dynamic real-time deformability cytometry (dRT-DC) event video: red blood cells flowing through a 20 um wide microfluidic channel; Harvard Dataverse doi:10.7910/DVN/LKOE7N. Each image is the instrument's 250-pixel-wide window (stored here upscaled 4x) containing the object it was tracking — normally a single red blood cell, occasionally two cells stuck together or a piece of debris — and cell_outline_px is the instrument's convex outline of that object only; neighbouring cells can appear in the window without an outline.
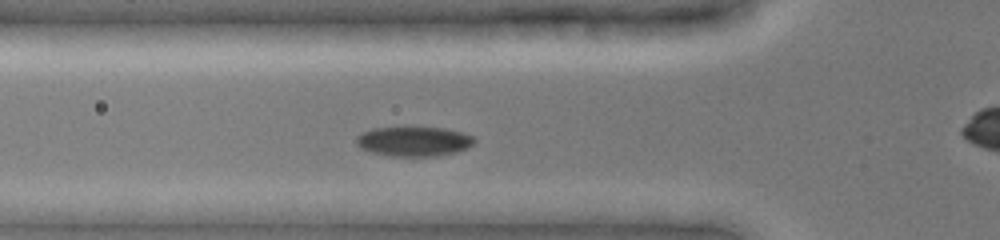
{"species": "common noctule bat (a hibernating species)", "species_latin": "Nyctalus noctula", "temperature_condition": "cold", "stored_images_in_passage": 40, "camera_frame_rate_fps": 3000, "um_per_image_px": 0.085, "animal": {"sex": "female", "body_mass_g": 19.0, "forearm_length_mm": 51.5}, "frame": {"image": 1, "passage_image": 12, "time_ms": 3.667, "image_size_px": [1000, 240], "cell_outline_px": [[476, 140], [468, 148], [456, 152], [436, 156], [392, 156], [372, 152], [360, 148], [356, 144], [356, 136], [372, 128], [444, 128], [460, 132], [472, 136]], "centroid_in_image_um": [35.17, 12.03], "position_along_channel_um": 90.6, "area_um2": 20.17}}
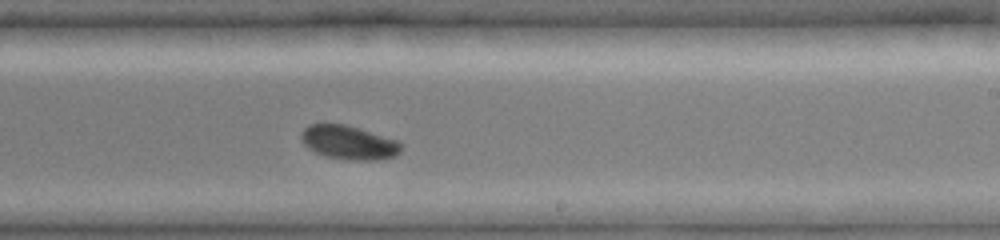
{"frame": {"image": 2, "passage_image": 25, "time_ms": 8.0, "image_size_px": [1000, 240], "cell_outline_px": [[400, 152], [396, 156], [380, 160], [352, 160], [328, 156], [316, 152], [308, 148], [304, 144], [300, 136], [300, 132], [308, 124], [324, 120], [344, 124], [396, 140], [400, 144]], "centroid_in_image_um": [29.57, 12.07], "position_along_channel_um": 259.4, "area_um2": 19.94}}
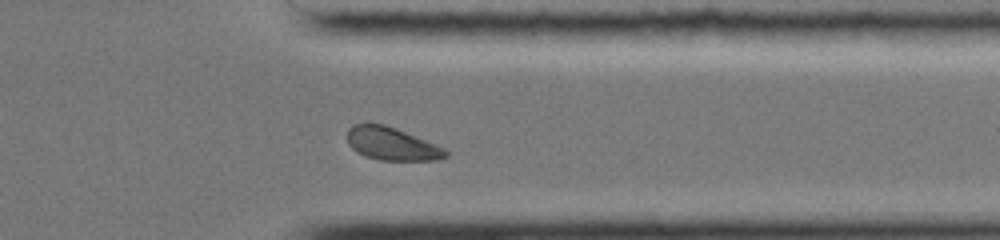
{"frame": {"image": 3, "passage_image": 34, "time_ms": 11.0, "image_size_px": [1000, 240], "cell_outline_px": [[448, 156], [436, 160], [380, 160], [364, 156], [352, 148], [348, 144], [348, 128], [352, 124], [384, 124], [396, 128], [436, 144], [444, 148], [448, 152]], "centroid_in_image_um": [33.3, 12.23], "position_along_channel_um": 378.1, "area_um2": 18.79}}